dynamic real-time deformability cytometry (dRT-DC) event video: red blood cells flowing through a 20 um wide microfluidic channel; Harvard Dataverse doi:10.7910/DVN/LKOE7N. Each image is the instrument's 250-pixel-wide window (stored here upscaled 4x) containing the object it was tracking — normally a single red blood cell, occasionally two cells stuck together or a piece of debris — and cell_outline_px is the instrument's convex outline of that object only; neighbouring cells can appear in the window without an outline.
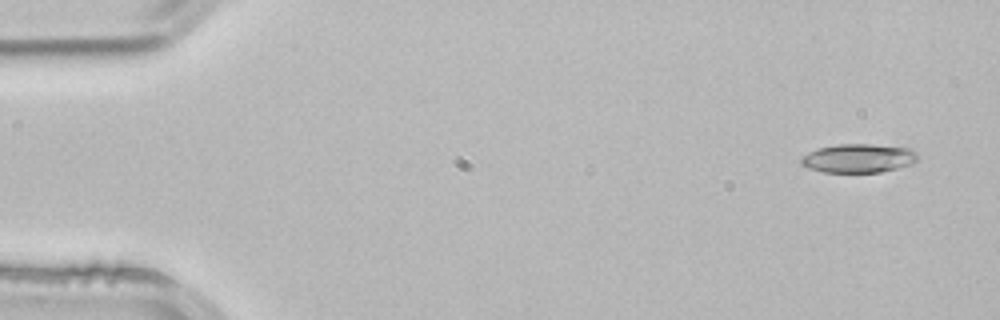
{"species": "common noctule bat (a hibernating species)", "species_latin": "Nyctalus noctula", "temperature_condition": "room temperature", "stored_images_in_passage": 4, "camera_frame_rate_fps": 3000, "um_per_image_px": 0.085, "animal": {"sex": "male", "body_mass_g": 21.5, "forearm_length_mm": 52.0}, "frame": {"image": 1, "passage_image": 1, "time_ms": 0.0, "image_size_px": [1000, 320], "cell_outline_px": [[920, 156], [912, 164], [880, 172], [824, 172], [808, 168], [800, 164], [800, 160], [808, 152], [816, 148], [836, 144], [872, 144], [912, 148]], "centroid_in_image_um": [72.98, 13.44], "position_along_channel_um": 12.0, "area_um2": 19.71}}
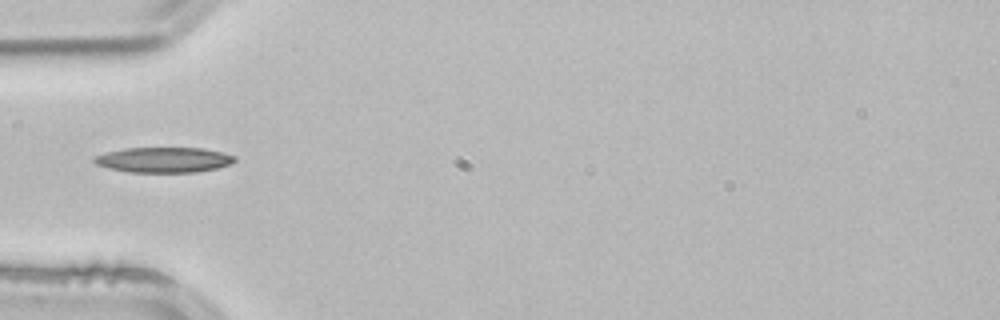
{"frame": {"image": 2, "passage_image": 4, "time_ms": 1.0, "image_size_px": [1000, 320], "cell_outline_px": [[236, 160], [228, 164], [216, 168], [196, 172], [128, 172], [108, 168], [96, 164], [92, 160], [92, 156], [124, 148], [200, 148], [220, 152], [236, 156]], "centroid_in_image_um": [13.86, 13.59], "position_along_channel_um": 71.1, "area_um2": 20.58}}